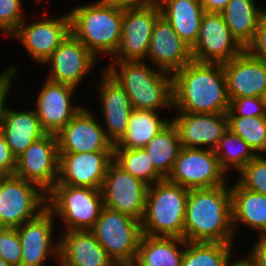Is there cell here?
Instances as JSON below:
<instances>
[{
    "label": "cell",
    "mask_w": 266,
    "mask_h": 266,
    "mask_svg": "<svg viewBox=\"0 0 266 266\" xmlns=\"http://www.w3.org/2000/svg\"><path fill=\"white\" fill-rule=\"evenodd\" d=\"M173 107L186 113H227L230 100L220 63L192 61L173 74Z\"/></svg>",
    "instance_id": "obj_1"
},
{
    "label": "cell",
    "mask_w": 266,
    "mask_h": 266,
    "mask_svg": "<svg viewBox=\"0 0 266 266\" xmlns=\"http://www.w3.org/2000/svg\"><path fill=\"white\" fill-rule=\"evenodd\" d=\"M231 189L228 184L190 189L183 238L190 242L233 243Z\"/></svg>",
    "instance_id": "obj_2"
},
{
    "label": "cell",
    "mask_w": 266,
    "mask_h": 266,
    "mask_svg": "<svg viewBox=\"0 0 266 266\" xmlns=\"http://www.w3.org/2000/svg\"><path fill=\"white\" fill-rule=\"evenodd\" d=\"M71 33L98 58L113 57L120 45L123 5L119 0H98L69 10Z\"/></svg>",
    "instance_id": "obj_3"
},
{
    "label": "cell",
    "mask_w": 266,
    "mask_h": 266,
    "mask_svg": "<svg viewBox=\"0 0 266 266\" xmlns=\"http://www.w3.org/2000/svg\"><path fill=\"white\" fill-rule=\"evenodd\" d=\"M144 62L114 61L105 70L124 88L133 109L173 107V75Z\"/></svg>",
    "instance_id": "obj_4"
},
{
    "label": "cell",
    "mask_w": 266,
    "mask_h": 266,
    "mask_svg": "<svg viewBox=\"0 0 266 266\" xmlns=\"http://www.w3.org/2000/svg\"><path fill=\"white\" fill-rule=\"evenodd\" d=\"M189 190L163 179L148 187L142 234L183 238Z\"/></svg>",
    "instance_id": "obj_5"
},
{
    "label": "cell",
    "mask_w": 266,
    "mask_h": 266,
    "mask_svg": "<svg viewBox=\"0 0 266 266\" xmlns=\"http://www.w3.org/2000/svg\"><path fill=\"white\" fill-rule=\"evenodd\" d=\"M46 201L54 217L65 222L64 231L91 230L104 206L101 189L64 184H55Z\"/></svg>",
    "instance_id": "obj_6"
},
{
    "label": "cell",
    "mask_w": 266,
    "mask_h": 266,
    "mask_svg": "<svg viewBox=\"0 0 266 266\" xmlns=\"http://www.w3.org/2000/svg\"><path fill=\"white\" fill-rule=\"evenodd\" d=\"M47 193L37 184L15 175L0 179V223L17 228L47 208Z\"/></svg>",
    "instance_id": "obj_7"
},
{
    "label": "cell",
    "mask_w": 266,
    "mask_h": 266,
    "mask_svg": "<svg viewBox=\"0 0 266 266\" xmlns=\"http://www.w3.org/2000/svg\"><path fill=\"white\" fill-rule=\"evenodd\" d=\"M90 231L114 262L136 258L141 221L103 206Z\"/></svg>",
    "instance_id": "obj_8"
},
{
    "label": "cell",
    "mask_w": 266,
    "mask_h": 266,
    "mask_svg": "<svg viewBox=\"0 0 266 266\" xmlns=\"http://www.w3.org/2000/svg\"><path fill=\"white\" fill-rule=\"evenodd\" d=\"M214 150L181 147L167 180L183 188H212L227 183Z\"/></svg>",
    "instance_id": "obj_9"
},
{
    "label": "cell",
    "mask_w": 266,
    "mask_h": 266,
    "mask_svg": "<svg viewBox=\"0 0 266 266\" xmlns=\"http://www.w3.org/2000/svg\"><path fill=\"white\" fill-rule=\"evenodd\" d=\"M148 185L126 172L114 160L109 164L101 188L105 207L142 221Z\"/></svg>",
    "instance_id": "obj_10"
},
{
    "label": "cell",
    "mask_w": 266,
    "mask_h": 266,
    "mask_svg": "<svg viewBox=\"0 0 266 266\" xmlns=\"http://www.w3.org/2000/svg\"><path fill=\"white\" fill-rule=\"evenodd\" d=\"M244 50L231 34L221 13L204 12L197 40L191 47L193 61L223 64Z\"/></svg>",
    "instance_id": "obj_11"
},
{
    "label": "cell",
    "mask_w": 266,
    "mask_h": 266,
    "mask_svg": "<svg viewBox=\"0 0 266 266\" xmlns=\"http://www.w3.org/2000/svg\"><path fill=\"white\" fill-rule=\"evenodd\" d=\"M70 33L71 21L67 12L56 18L41 17L32 23H27L25 18L11 36L21 42L34 62L43 64Z\"/></svg>",
    "instance_id": "obj_12"
},
{
    "label": "cell",
    "mask_w": 266,
    "mask_h": 266,
    "mask_svg": "<svg viewBox=\"0 0 266 266\" xmlns=\"http://www.w3.org/2000/svg\"><path fill=\"white\" fill-rule=\"evenodd\" d=\"M15 176L37 184L48 192L58 181L59 151L56 134L47 133L34 141L17 158Z\"/></svg>",
    "instance_id": "obj_13"
},
{
    "label": "cell",
    "mask_w": 266,
    "mask_h": 266,
    "mask_svg": "<svg viewBox=\"0 0 266 266\" xmlns=\"http://www.w3.org/2000/svg\"><path fill=\"white\" fill-rule=\"evenodd\" d=\"M161 16L156 8L123 5L120 45L114 61H145L155 22Z\"/></svg>",
    "instance_id": "obj_14"
},
{
    "label": "cell",
    "mask_w": 266,
    "mask_h": 266,
    "mask_svg": "<svg viewBox=\"0 0 266 266\" xmlns=\"http://www.w3.org/2000/svg\"><path fill=\"white\" fill-rule=\"evenodd\" d=\"M91 113L82 107L56 134L59 153L114 151L104 126Z\"/></svg>",
    "instance_id": "obj_15"
},
{
    "label": "cell",
    "mask_w": 266,
    "mask_h": 266,
    "mask_svg": "<svg viewBox=\"0 0 266 266\" xmlns=\"http://www.w3.org/2000/svg\"><path fill=\"white\" fill-rule=\"evenodd\" d=\"M114 151L59 153V176L56 184L101 189Z\"/></svg>",
    "instance_id": "obj_16"
},
{
    "label": "cell",
    "mask_w": 266,
    "mask_h": 266,
    "mask_svg": "<svg viewBox=\"0 0 266 266\" xmlns=\"http://www.w3.org/2000/svg\"><path fill=\"white\" fill-rule=\"evenodd\" d=\"M98 59L72 33L43 63L50 66L48 80L78 88ZM82 80V81H81Z\"/></svg>",
    "instance_id": "obj_17"
},
{
    "label": "cell",
    "mask_w": 266,
    "mask_h": 266,
    "mask_svg": "<svg viewBox=\"0 0 266 266\" xmlns=\"http://www.w3.org/2000/svg\"><path fill=\"white\" fill-rule=\"evenodd\" d=\"M180 144L185 148L215 150L222 136L229 130L226 113L178 112L171 119ZM202 146V147H201Z\"/></svg>",
    "instance_id": "obj_18"
},
{
    "label": "cell",
    "mask_w": 266,
    "mask_h": 266,
    "mask_svg": "<svg viewBox=\"0 0 266 266\" xmlns=\"http://www.w3.org/2000/svg\"><path fill=\"white\" fill-rule=\"evenodd\" d=\"M16 229L22 248L21 266H44L50 255L59 262L60 243L58 239L56 243L52 241L54 215L47 208Z\"/></svg>",
    "instance_id": "obj_19"
},
{
    "label": "cell",
    "mask_w": 266,
    "mask_h": 266,
    "mask_svg": "<svg viewBox=\"0 0 266 266\" xmlns=\"http://www.w3.org/2000/svg\"><path fill=\"white\" fill-rule=\"evenodd\" d=\"M37 95L34 109L42 128L50 134H57L82 108L73 106L76 88L67 84L44 81Z\"/></svg>",
    "instance_id": "obj_20"
},
{
    "label": "cell",
    "mask_w": 266,
    "mask_h": 266,
    "mask_svg": "<svg viewBox=\"0 0 266 266\" xmlns=\"http://www.w3.org/2000/svg\"><path fill=\"white\" fill-rule=\"evenodd\" d=\"M222 66L230 101L241 97H263L266 92V61L244 50Z\"/></svg>",
    "instance_id": "obj_21"
},
{
    "label": "cell",
    "mask_w": 266,
    "mask_h": 266,
    "mask_svg": "<svg viewBox=\"0 0 266 266\" xmlns=\"http://www.w3.org/2000/svg\"><path fill=\"white\" fill-rule=\"evenodd\" d=\"M147 59L156 65L155 68L172 75L193 61L191 47L177 35L172 25L162 16L154 24Z\"/></svg>",
    "instance_id": "obj_22"
},
{
    "label": "cell",
    "mask_w": 266,
    "mask_h": 266,
    "mask_svg": "<svg viewBox=\"0 0 266 266\" xmlns=\"http://www.w3.org/2000/svg\"><path fill=\"white\" fill-rule=\"evenodd\" d=\"M98 87L107 127L103 129L108 139L115 145L126 131L133 107L124 88L106 70Z\"/></svg>",
    "instance_id": "obj_23"
},
{
    "label": "cell",
    "mask_w": 266,
    "mask_h": 266,
    "mask_svg": "<svg viewBox=\"0 0 266 266\" xmlns=\"http://www.w3.org/2000/svg\"><path fill=\"white\" fill-rule=\"evenodd\" d=\"M58 239L61 266H112L114 262L90 230L63 231Z\"/></svg>",
    "instance_id": "obj_24"
},
{
    "label": "cell",
    "mask_w": 266,
    "mask_h": 266,
    "mask_svg": "<svg viewBox=\"0 0 266 266\" xmlns=\"http://www.w3.org/2000/svg\"><path fill=\"white\" fill-rule=\"evenodd\" d=\"M0 133L5 137L16 158L22 155L34 141L47 134L35 110L18 111L8 107L0 126Z\"/></svg>",
    "instance_id": "obj_25"
},
{
    "label": "cell",
    "mask_w": 266,
    "mask_h": 266,
    "mask_svg": "<svg viewBox=\"0 0 266 266\" xmlns=\"http://www.w3.org/2000/svg\"><path fill=\"white\" fill-rule=\"evenodd\" d=\"M231 189L232 223H242L254 229L258 236L266 235V195L244 188L238 181Z\"/></svg>",
    "instance_id": "obj_26"
},
{
    "label": "cell",
    "mask_w": 266,
    "mask_h": 266,
    "mask_svg": "<svg viewBox=\"0 0 266 266\" xmlns=\"http://www.w3.org/2000/svg\"><path fill=\"white\" fill-rule=\"evenodd\" d=\"M160 12L177 35L192 47L197 40L204 14L200 0H165Z\"/></svg>",
    "instance_id": "obj_27"
},
{
    "label": "cell",
    "mask_w": 266,
    "mask_h": 266,
    "mask_svg": "<svg viewBox=\"0 0 266 266\" xmlns=\"http://www.w3.org/2000/svg\"><path fill=\"white\" fill-rule=\"evenodd\" d=\"M186 242L179 237L142 234L135 260L141 266H181Z\"/></svg>",
    "instance_id": "obj_28"
},
{
    "label": "cell",
    "mask_w": 266,
    "mask_h": 266,
    "mask_svg": "<svg viewBox=\"0 0 266 266\" xmlns=\"http://www.w3.org/2000/svg\"><path fill=\"white\" fill-rule=\"evenodd\" d=\"M221 14L231 34L246 48L254 39L265 9L257 7L254 0H230Z\"/></svg>",
    "instance_id": "obj_29"
},
{
    "label": "cell",
    "mask_w": 266,
    "mask_h": 266,
    "mask_svg": "<svg viewBox=\"0 0 266 266\" xmlns=\"http://www.w3.org/2000/svg\"><path fill=\"white\" fill-rule=\"evenodd\" d=\"M170 122L169 119H161L157 111L133 109L126 131L114 149L144 148Z\"/></svg>",
    "instance_id": "obj_30"
},
{
    "label": "cell",
    "mask_w": 266,
    "mask_h": 266,
    "mask_svg": "<svg viewBox=\"0 0 266 266\" xmlns=\"http://www.w3.org/2000/svg\"><path fill=\"white\" fill-rule=\"evenodd\" d=\"M181 147L177 130L170 122L148 142L144 149L149 154L155 170L167 179Z\"/></svg>",
    "instance_id": "obj_31"
},
{
    "label": "cell",
    "mask_w": 266,
    "mask_h": 266,
    "mask_svg": "<svg viewBox=\"0 0 266 266\" xmlns=\"http://www.w3.org/2000/svg\"><path fill=\"white\" fill-rule=\"evenodd\" d=\"M234 243L187 241L181 266H228Z\"/></svg>",
    "instance_id": "obj_32"
},
{
    "label": "cell",
    "mask_w": 266,
    "mask_h": 266,
    "mask_svg": "<svg viewBox=\"0 0 266 266\" xmlns=\"http://www.w3.org/2000/svg\"><path fill=\"white\" fill-rule=\"evenodd\" d=\"M221 168L228 173L232 170L240 171L257 155L250 146L239 136L228 130L220 139L214 150Z\"/></svg>",
    "instance_id": "obj_33"
},
{
    "label": "cell",
    "mask_w": 266,
    "mask_h": 266,
    "mask_svg": "<svg viewBox=\"0 0 266 266\" xmlns=\"http://www.w3.org/2000/svg\"><path fill=\"white\" fill-rule=\"evenodd\" d=\"M114 161L126 172L148 186L164 179L155 170L153 162L144 148L114 149Z\"/></svg>",
    "instance_id": "obj_34"
},
{
    "label": "cell",
    "mask_w": 266,
    "mask_h": 266,
    "mask_svg": "<svg viewBox=\"0 0 266 266\" xmlns=\"http://www.w3.org/2000/svg\"><path fill=\"white\" fill-rule=\"evenodd\" d=\"M229 130L239 135L258 155L266 153V116H227ZM259 153V154H258Z\"/></svg>",
    "instance_id": "obj_35"
},
{
    "label": "cell",
    "mask_w": 266,
    "mask_h": 266,
    "mask_svg": "<svg viewBox=\"0 0 266 266\" xmlns=\"http://www.w3.org/2000/svg\"><path fill=\"white\" fill-rule=\"evenodd\" d=\"M237 181L250 191L266 195V157L258 155L247 163Z\"/></svg>",
    "instance_id": "obj_36"
},
{
    "label": "cell",
    "mask_w": 266,
    "mask_h": 266,
    "mask_svg": "<svg viewBox=\"0 0 266 266\" xmlns=\"http://www.w3.org/2000/svg\"><path fill=\"white\" fill-rule=\"evenodd\" d=\"M22 248L16 228H6L0 232V257L11 266H21Z\"/></svg>",
    "instance_id": "obj_37"
},
{
    "label": "cell",
    "mask_w": 266,
    "mask_h": 266,
    "mask_svg": "<svg viewBox=\"0 0 266 266\" xmlns=\"http://www.w3.org/2000/svg\"><path fill=\"white\" fill-rule=\"evenodd\" d=\"M22 0H0V31L12 35L24 21Z\"/></svg>",
    "instance_id": "obj_38"
},
{
    "label": "cell",
    "mask_w": 266,
    "mask_h": 266,
    "mask_svg": "<svg viewBox=\"0 0 266 266\" xmlns=\"http://www.w3.org/2000/svg\"><path fill=\"white\" fill-rule=\"evenodd\" d=\"M227 116L258 117L266 116L263 99L259 97H241L230 101Z\"/></svg>",
    "instance_id": "obj_39"
},
{
    "label": "cell",
    "mask_w": 266,
    "mask_h": 266,
    "mask_svg": "<svg viewBox=\"0 0 266 266\" xmlns=\"http://www.w3.org/2000/svg\"><path fill=\"white\" fill-rule=\"evenodd\" d=\"M245 50L250 55L266 61V13L259 21L254 39Z\"/></svg>",
    "instance_id": "obj_40"
},
{
    "label": "cell",
    "mask_w": 266,
    "mask_h": 266,
    "mask_svg": "<svg viewBox=\"0 0 266 266\" xmlns=\"http://www.w3.org/2000/svg\"><path fill=\"white\" fill-rule=\"evenodd\" d=\"M17 72L18 71L16 67L8 66V68H6L5 71L0 74V126L5 118L7 111V106L5 105L6 100L11 92L10 89H12V81L15 79L14 77L16 76Z\"/></svg>",
    "instance_id": "obj_41"
},
{
    "label": "cell",
    "mask_w": 266,
    "mask_h": 266,
    "mask_svg": "<svg viewBox=\"0 0 266 266\" xmlns=\"http://www.w3.org/2000/svg\"><path fill=\"white\" fill-rule=\"evenodd\" d=\"M17 158L13 155L5 137L0 133V174L3 176L14 175Z\"/></svg>",
    "instance_id": "obj_42"
},
{
    "label": "cell",
    "mask_w": 266,
    "mask_h": 266,
    "mask_svg": "<svg viewBox=\"0 0 266 266\" xmlns=\"http://www.w3.org/2000/svg\"><path fill=\"white\" fill-rule=\"evenodd\" d=\"M247 257L255 266H266V235L258 236Z\"/></svg>",
    "instance_id": "obj_43"
},
{
    "label": "cell",
    "mask_w": 266,
    "mask_h": 266,
    "mask_svg": "<svg viewBox=\"0 0 266 266\" xmlns=\"http://www.w3.org/2000/svg\"><path fill=\"white\" fill-rule=\"evenodd\" d=\"M122 5L127 7H142L161 9L165 0H119Z\"/></svg>",
    "instance_id": "obj_44"
},
{
    "label": "cell",
    "mask_w": 266,
    "mask_h": 266,
    "mask_svg": "<svg viewBox=\"0 0 266 266\" xmlns=\"http://www.w3.org/2000/svg\"><path fill=\"white\" fill-rule=\"evenodd\" d=\"M203 11L207 13H221L230 0H200Z\"/></svg>",
    "instance_id": "obj_45"
},
{
    "label": "cell",
    "mask_w": 266,
    "mask_h": 266,
    "mask_svg": "<svg viewBox=\"0 0 266 266\" xmlns=\"http://www.w3.org/2000/svg\"><path fill=\"white\" fill-rule=\"evenodd\" d=\"M228 266H255L254 263L246 256L245 258H241L240 260L230 261Z\"/></svg>",
    "instance_id": "obj_46"
},
{
    "label": "cell",
    "mask_w": 266,
    "mask_h": 266,
    "mask_svg": "<svg viewBox=\"0 0 266 266\" xmlns=\"http://www.w3.org/2000/svg\"><path fill=\"white\" fill-rule=\"evenodd\" d=\"M112 266H141L135 259L134 260H124L115 261Z\"/></svg>",
    "instance_id": "obj_47"
},
{
    "label": "cell",
    "mask_w": 266,
    "mask_h": 266,
    "mask_svg": "<svg viewBox=\"0 0 266 266\" xmlns=\"http://www.w3.org/2000/svg\"><path fill=\"white\" fill-rule=\"evenodd\" d=\"M0 266H11L10 264H7L1 257H0Z\"/></svg>",
    "instance_id": "obj_48"
},
{
    "label": "cell",
    "mask_w": 266,
    "mask_h": 266,
    "mask_svg": "<svg viewBox=\"0 0 266 266\" xmlns=\"http://www.w3.org/2000/svg\"><path fill=\"white\" fill-rule=\"evenodd\" d=\"M262 99H263V103H264L265 111H266V92L264 93Z\"/></svg>",
    "instance_id": "obj_49"
},
{
    "label": "cell",
    "mask_w": 266,
    "mask_h": 266,
    "mask_svg": "<svg viewBox=\"0 0 266 266\" xmlns=\"http://www.w3.org/2000/svg\"><path fill=\"white\" fill-rule=\"evenodd\" d=\"M4 226L0 223V232L3 230Z\"/></svg>",
    "instance_id": "obj_50"
}]
</instances>
